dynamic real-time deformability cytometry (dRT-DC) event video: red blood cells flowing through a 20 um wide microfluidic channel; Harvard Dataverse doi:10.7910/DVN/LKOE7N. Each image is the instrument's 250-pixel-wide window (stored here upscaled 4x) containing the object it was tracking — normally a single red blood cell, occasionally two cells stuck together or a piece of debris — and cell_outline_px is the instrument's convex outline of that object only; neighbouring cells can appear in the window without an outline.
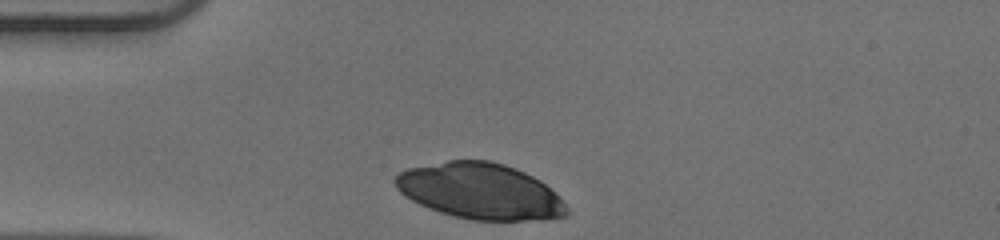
{"species": "human", "species_latin": "Homo sapiens", "temperature_condition": "warm", "stored_images_in_passage": 39, "camera_frame_rate_fps": 3000, "um_per_image_px": 0.085, "donor": {"sex": "male"}, "frame": {"image": 1, "passage_image": 1, "time_ms": 0.0, "image_size_px": [1000, 240], "cell_outline_px": [[572, 212], [568, 216], [524, 220], [472, 220], [440, 212], [428, 208], [404, 196], [396, 188], [392, 180], [400, 172], [408, 168], [448, 160], [488, 160], [504, 164], [516, 168], [540, 180]], "centroid_in_image_um": [40.77, 16.24], "position_along_channel_um": 44.2, "area_um2": 55.49}}
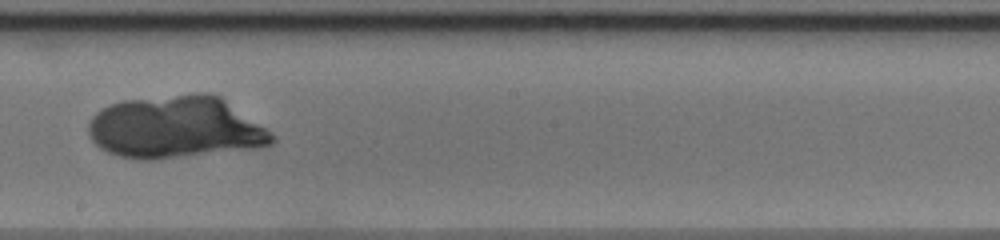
{"frame": {"image": 2, "passage_image": 17, "time_ms": 5.333, "image_size_px": [1000, 240], "cell_outline_px": [[276, 140], [272, 144], [260, 148], [152, 160], [140, 160], [120, 156], [108, 152], [100, 148], [92, 140], [88, 132], [88, 124], [92, 116], [100, 108], [124, 100], [200, 92], [204, 92], [220, 96], [276, 136]], "centroid_in_image_um": [14.92, 10.83], "position_along_channel_um": 233.3, "area_um2": 66.76}}
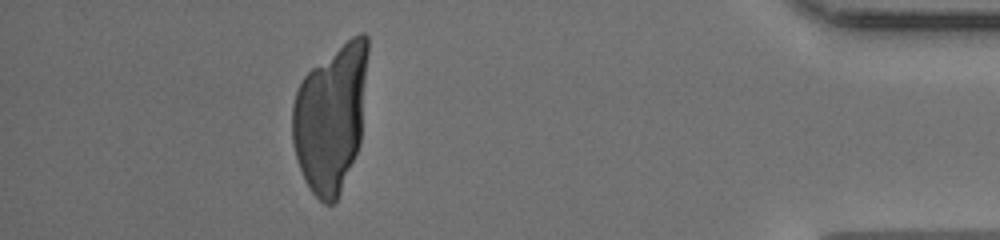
{"frame": {"image": 3, "passage_image": 34, "time_ms": 11.0, "image_size_px": [1000, 240], "cell_outline_px": [[368, 52], [360, 144], [336, 204], [324, 204], [312, 192], [304, 180], [296, 156], [292, 140], [292, 104], [296, 92], [304, 76], [312, 68], [352, 36], [360, 32], [364, 32], [368, 36]], "centroid_in_image_um": [28.12, 10.02], "position_along_channel_um": 407.1, "area_um2": 64.68}}